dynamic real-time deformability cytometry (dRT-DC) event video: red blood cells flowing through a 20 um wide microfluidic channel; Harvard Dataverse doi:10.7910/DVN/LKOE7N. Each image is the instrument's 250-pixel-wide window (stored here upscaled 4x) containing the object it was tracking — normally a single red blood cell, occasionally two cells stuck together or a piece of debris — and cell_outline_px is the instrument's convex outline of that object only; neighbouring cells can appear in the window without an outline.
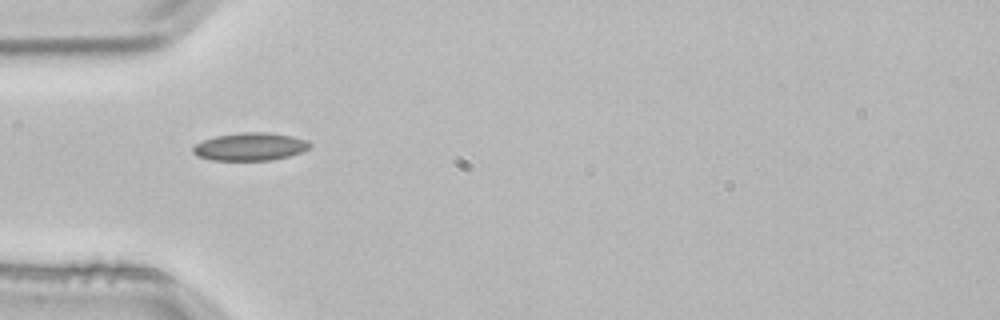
{"species": "common noctule bat (a hibernating species)", "species_latin": "Nyctalus noctula", "temperature_condition": "room temperature", "stored_images_in_passage": 1, "camera_frame_rate_fps": 3000, "um_per_image_px": 0.085, "animal": {"sex": "male", "body_mass_g": 21.5, "forearm_length_mm": 52.0}, "frame": {"image": 1, "passage_image": 1, "time_ms": 0.0, "image_size_px": [1000, 320], "cell_outline_px": [[312, 144], [308, 148], [300, 152], [288, 156], [272, 160], [212, 160], [200, 156], [192, 152], [192, 148], [196, 144], [204, 140], [216, 136], [240, 132], [264, 132], [292, 136], [308, 140]], "centroid_in_image_um": [21.27, 12.46], "position_along_channel_um": 63.7, "area_um2": 18.79}}